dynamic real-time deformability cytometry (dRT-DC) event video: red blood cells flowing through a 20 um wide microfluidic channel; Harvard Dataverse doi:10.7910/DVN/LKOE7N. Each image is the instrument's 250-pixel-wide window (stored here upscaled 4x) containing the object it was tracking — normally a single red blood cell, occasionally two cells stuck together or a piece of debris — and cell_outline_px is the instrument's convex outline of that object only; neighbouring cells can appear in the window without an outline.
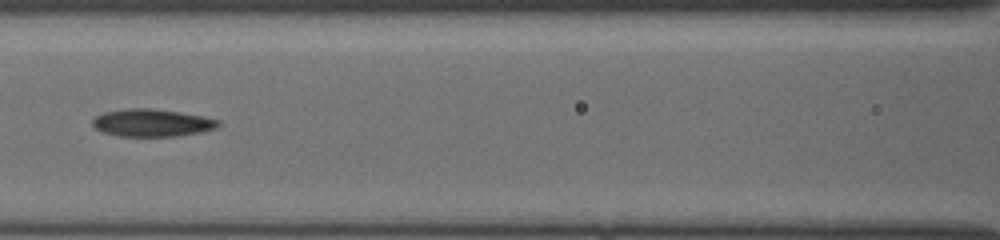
{"species": "common noctule bat (a hibernating species)", "species_latin": "Nyctalus noctula", "temperature_condition": "cold", "stored_images_in_passage": 41, "camera_frame_rate_fps": 3000, "um_per_image_px": 0.085, "animal": {"sex": "female", "body_mass_g": 19.5, "forearm_length_mm": 54.1}, "frame": {"image": 1, "passage_image": 20, "time_ms": 8.667, "image_size_px": [1000, 240], "cell_outline_px": [[220, 124], [216, 128], [200, 132], [176, 136], [120, 136], [104, 132], [92, 128], [92, 120], [96, 116], [104, 112], [124, 108], [152, 108], [180, 112], [204, 116], [220, 120]], "centroid_in_image_um": [12.9, 10.43], "position_along_channel_um": 153.7, "area_um2": 20.29}}
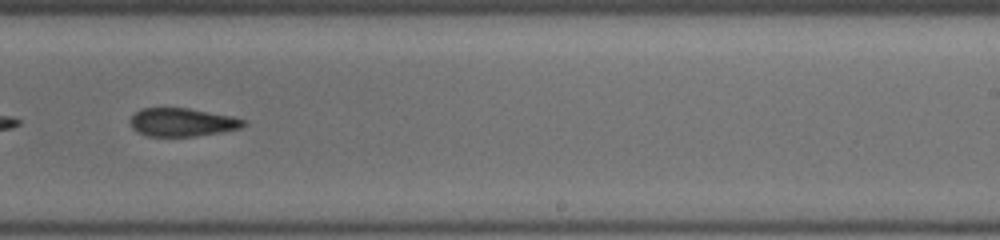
{"frame": {"image": 2, "passage_image": 27, "time_ms": 11.667, "image_size_px": [1000, 240], "cell_outline_px": [[248, 124], [240, 128], [220, 132], [196, 136], [148, 136], [136, 132], [132, 128], [128, 120], [140, 108], [188, 108], [232, 116], [248, 120]], "centroid_in_image_um": [15.49, 10.39], "position_along_channel_um": 273.5, "area_um2": 18.84}}
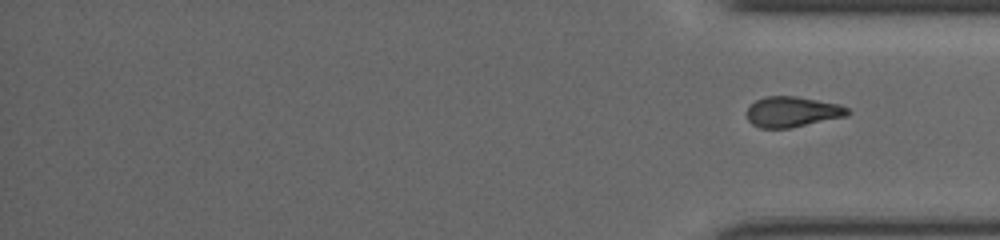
{"frame": {"image": 3, "passage_image": 41, "time_ms": 16.667, "image_size_px": [1000, 240], "cell_outline_px": [[852, 112], [848, 116], [788, 128], [760, 128], [752, 124], [748, 120], [748, 108], [756, 100], [764, 96], [796, 96], [840, 104], [848, 108]], "centroid_in_image_um": [67.38, 9.5], "position_along_channel_um": 367.8, "area_um2": 17.92}}